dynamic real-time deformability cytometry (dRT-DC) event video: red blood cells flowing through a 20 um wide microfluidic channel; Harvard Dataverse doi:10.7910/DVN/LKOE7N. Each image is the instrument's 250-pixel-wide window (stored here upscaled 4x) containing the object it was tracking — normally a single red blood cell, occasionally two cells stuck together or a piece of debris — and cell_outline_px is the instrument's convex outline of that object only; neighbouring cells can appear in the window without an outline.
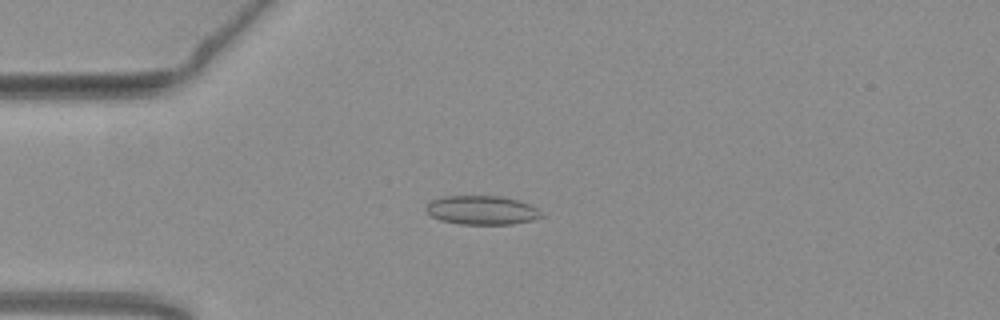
{"species": "common noctule bat (a hibernating species)", "species_latin": "Nyctalus noctula", "temperature_condition": "warm", "stored_images_in_passage": 44, "camera_frame_rate_fps": 3000, "um_per_image_px": 0.085, "animal": {"sex": "female", "body_mass_g": 19.3, "forearm_length_mm": 54.1}, "frame": {"image": 1, "passage_image": 12, "time_ms": 3.667, "image_size_px": [1000, 320], "cell_outline_px": [[544, 216], [532, 220], [512, 224], [460, 224], [440, 220], [432, 216], [424, 208], [432, 200], [440, 196], [504, 196], [520, 200], [536, 208]], "centroid_in_image_um": [40.95, 17.85], "position_along_channel_um": 44.0, "area_um2": 19.48}}
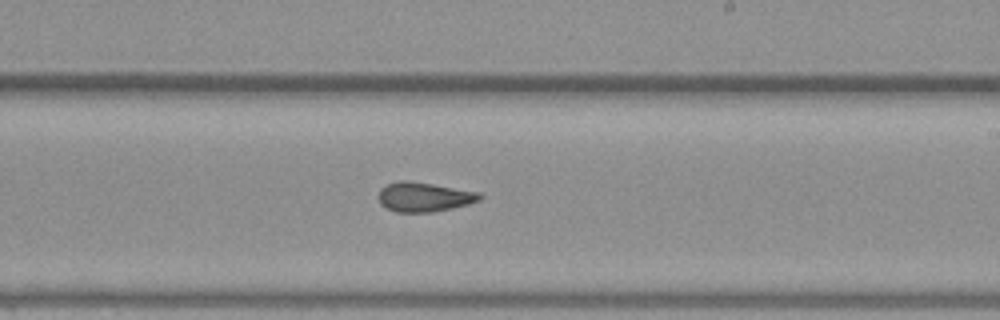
{"frame": {"image": 2, "passage_image": 30, "time_ms": 9.667, "image_size_px": [1000, 320], "cell_outline_px": [[484, 196], [480, 200], [468, 204], [452, 208], [432, 212], [396, 212], [380, 204], [380, 188], [388, 184], [400, 180], [408, 180], [480, 192]], "centroid_in_image_um": [36.08, 16.74], "position_along_channel_um": 252.9, "area_um2": 17.28}}
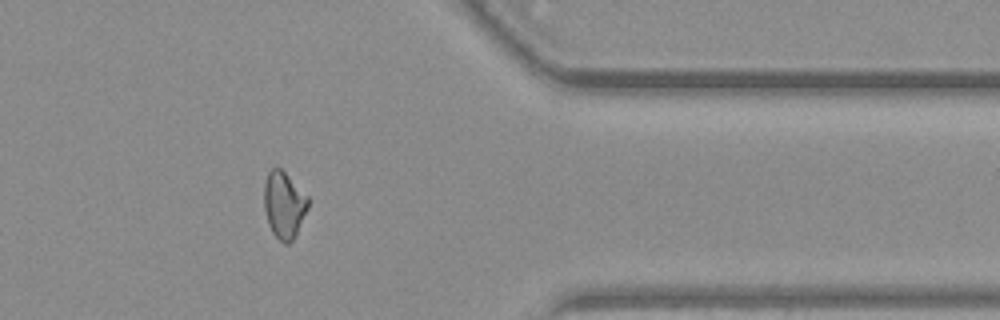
{"frame": {"image": 3, "passage_image": 42, "time_ms": 13.667, "image_size_px": [1000, 320], "cell_outline_px": [[308, 208], [292, 240], [288, 244], [284, 244], [272, 232], [268, 224], [264, 208], [264, 184], [268, 172], [272, 168], [280, 168], [308, 196]], "centroid_in_image_um": [24.12, 17.41], "position_along_channel_um": 387.3, "area_um2": 16.82}, "authors_computed_cell_mechanics": {"area_um2": 17.6579, "velocity_mm_per_s": 3.8132, "shape_relaxation_time_tau1_ms": null, "shape_relaxation_time_tau2_ms": 1.6857, "deformation_change_tau1": null, "deformation_change_tau2": 0.0883}}